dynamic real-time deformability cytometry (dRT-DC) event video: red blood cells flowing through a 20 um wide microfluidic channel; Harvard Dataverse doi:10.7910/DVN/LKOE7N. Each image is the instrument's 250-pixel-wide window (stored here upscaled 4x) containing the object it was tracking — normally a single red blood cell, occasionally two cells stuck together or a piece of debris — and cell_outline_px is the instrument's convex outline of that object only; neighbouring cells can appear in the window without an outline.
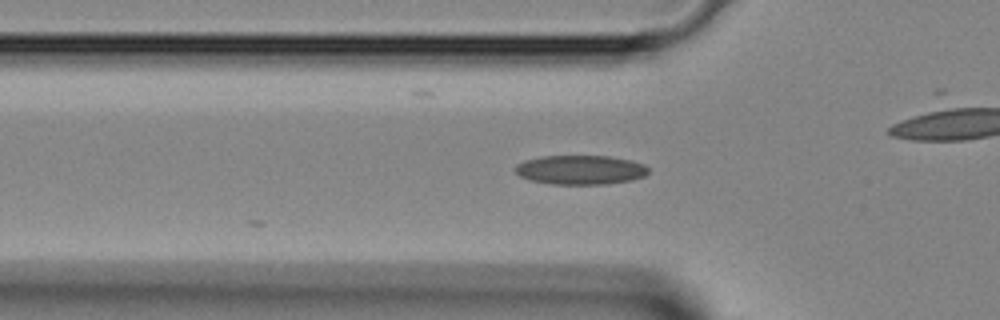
{"species": "Egyptian fruit bat (a non-hibernating species)", "species_latin": "Rousettus aegyptiacus", "temperature_condition": "room temperature", "stored_images_in_passage": 21, "camera_frame_rate_fps": 3000, "um_per_image_px": 0.085, "animal": {"sex": "female"}, "frame": {"image": 1, "passage_image": 3, "time_ms": 0.667, "image_size_px": [1000, 320], "cell_outline_px": [[648, 172], [644, 176], [632, 180], [608, 184], [552, 184], [532, 180], [520, 176], [512, 168], [516, 164], [524, 160], [544, 156], [608, 156], [632, 160], [644, 164], [648, 168]], "centroid_in_image_um": [49.34, 14.43], "position_along_channel_um": 76.5, "area_um2": 22.77}}
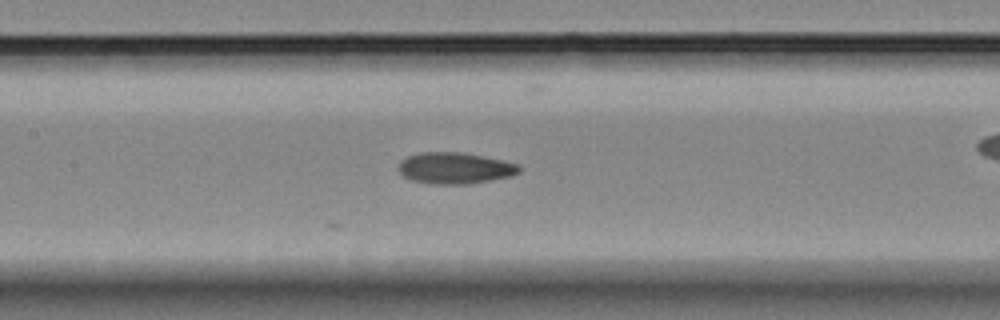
{"frame": {"image": 2, "passage_image": 9, "time_ms": 2.667, "image_size_px": [1000, 320], "cell_outline_px": [[520, 172], [512, 176], [468, 184], [436, 184], [412, 180], [404, 176], [396, 168], [400, 160], [408, 156], [420, 152], [464, 152], [504, 160], [520, 164]], "centroid_in_image_um": [38.68, 14.28], "position_along_channel_um": 168.7, "area_um2": 22.25}}
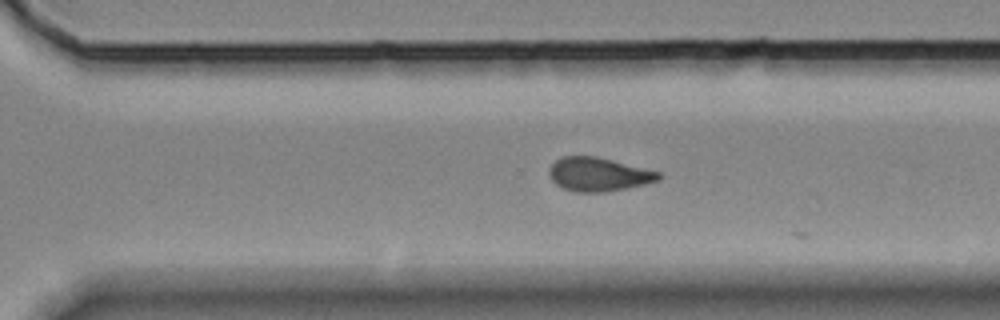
{"frame": {"image": 3, "passage_image": 19, "time_ms": 6.0, "image_size_px": [1000, 320], "cell_outline_px": [[660, 180], [644, 184], [604, 192], [576, 192], [564, 188], [556, 184], [552, 180], [548, 172], [548, 168], [556, 160], [564, 156], [596, 156], [660, 172]], "centroid_in_image_um": [50.84, 14.81], "position_along_channel_um": 319.8, "area_um2": 21.27}}